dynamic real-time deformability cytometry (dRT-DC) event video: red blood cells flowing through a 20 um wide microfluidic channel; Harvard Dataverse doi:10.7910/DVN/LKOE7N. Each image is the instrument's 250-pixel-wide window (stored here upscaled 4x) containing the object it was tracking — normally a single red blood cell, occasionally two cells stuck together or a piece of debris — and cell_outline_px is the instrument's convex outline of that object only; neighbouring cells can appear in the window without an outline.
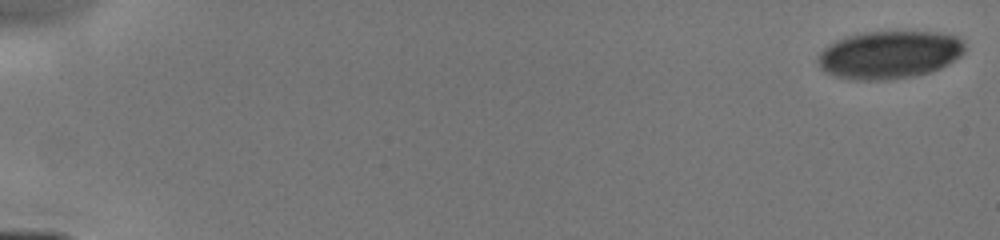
{"species": "human", "species_latin": "Homo sapiens", "temperature_condition": "cold", "stored_images_in_passage": 35, "camera_frame_rate_fps": 3000, "um_per_image_px": 0.085, "donor": {"sex": "male"}, "frame": {"image": 1, "passage_image": 1, "time_ms": 0.0, "image_size_px": [1000, 240], "cell_outline_px": [[964, 52], [960, 56], [948, 64], [932, 72], [912, 76], [888, 80], [852, 80], [832, 76], [824, 72], [820, 68], [816, 60], [820, 52], [828, 44], [844, 36], [864, 32], [940, 32], [956, 36], [964, 40]], "centroid_in_image_um": [75.56, 4.66], "position_along_channel_um": 9.4, "area_um2": 41.44}}
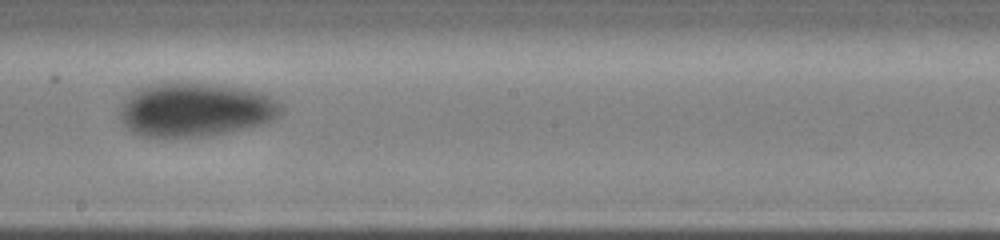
{"frame": {"image": 2, "passage_image": 23, "time_ms": 9.333, "image_size_px": [1000, 240], "cell_outline_px": [[284, 112], [272, 120], [260, 124], [244, 128], [208, 136], [140, 136], [132, 132], [120, 120], [120, 108], [124, 100], [136, 88], [148, 84], [168, 80], [184, 80], [216, 84], [244, 88], [260, 92], [276, 100], [284, 108]], "centroid_in_image_um": [16.57, 9.27], "position_along_channel_um": 231.6, "area_um2": 51.44}}
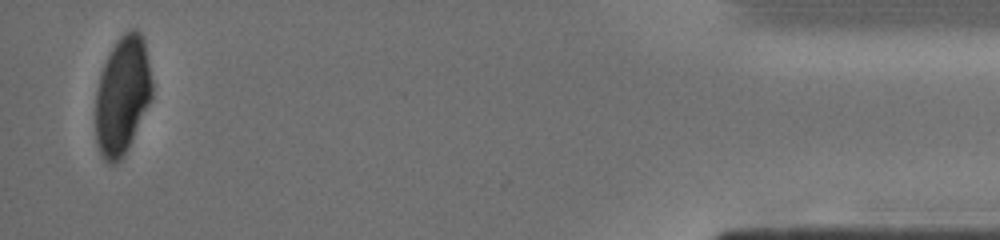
{"frame": {"image": 3, "passage_image": 35, "time_ms": 15.333, "image_size_px": [1000, 240], "cell_outline_px": [[152, 96], [132, 140], [124, 156], [116, 164], [108, 164], [104, 160], [100, 152], [96, 140], [96, 88], [100, 72], [116, 40], [124, 32], [132, 28], [136, 28], [140, 32], [144, 40], [152, 84]], "centroid_in_image_um": [10.39, 8.11], "position_along_channel_um": 424.8, "area_um2": 38.84}}